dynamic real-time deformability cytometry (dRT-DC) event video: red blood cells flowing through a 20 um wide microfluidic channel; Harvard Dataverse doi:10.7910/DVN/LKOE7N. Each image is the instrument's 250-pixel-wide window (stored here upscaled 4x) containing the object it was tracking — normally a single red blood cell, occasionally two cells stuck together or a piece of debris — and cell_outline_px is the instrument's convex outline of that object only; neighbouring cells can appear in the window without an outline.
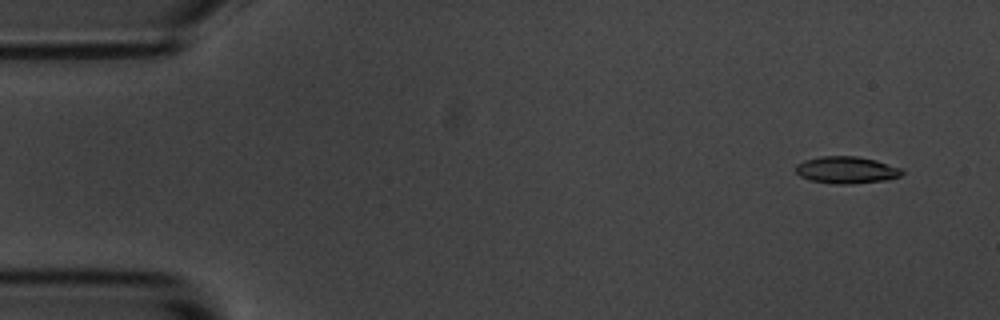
{"species": "common noctule bat (a hibernating species)", "species_latin": "Nyctalus noctula", "temperature_condition": "room temperature", "stored_images_in_passage": 4, "camera_frame_rate_fps": 3000, "um_per_image_px": 0.085, "animal": {"sex": "male", "body_mass_g": 20.1, "forearm_length_mm": 53.5}, "frame": {"image": 1, "passage_image": 1, "time_ms": 0.0, "image_size_px": [1000, 320], "cell_outline_px": [[904, 172], [900, 176], [884, 180], [852, 184], [836, 184], [812, 180], [800, 176], [796, 172], [796, 164], [804, 160], [820, 156], [856, 156], [876, 160], [900, 168]], "centroid_in_image_um": [71.93, 14.44], "position_along_channel_um": 13.1, "area_um2": 16.59}}